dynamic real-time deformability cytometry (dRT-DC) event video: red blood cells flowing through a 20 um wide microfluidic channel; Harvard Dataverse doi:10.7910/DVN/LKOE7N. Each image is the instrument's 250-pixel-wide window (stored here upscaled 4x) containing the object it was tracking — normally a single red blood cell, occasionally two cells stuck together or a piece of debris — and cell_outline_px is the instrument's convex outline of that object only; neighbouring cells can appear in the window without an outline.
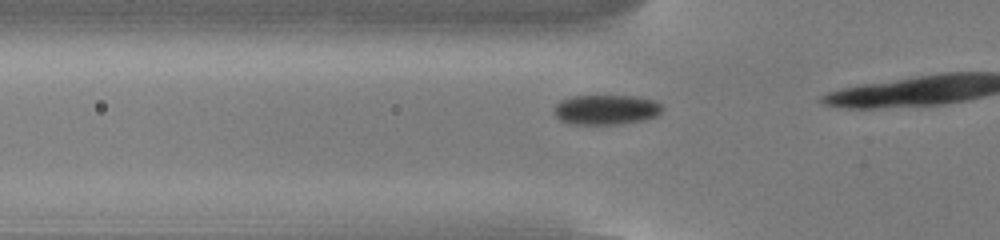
{"species": "common noctule bat (a hibernating species)", "species_latin": "Nyctalus noctula", "temperature_condition": "cold", "stored_images_in_passage": 12, "camera_frame_rate_fps": 3000, "um_per_image_px": 0.085, "animal": {"sex": "male", "body_mass_g": 13.0, "forearm_length_mm": 53.1}, "frame": {"image": 1, "passage_image": 7, "time_ms": 2.0, "image_size_px": [1000, 240], "cell_outline_px": [[664, 108], [656, 116], [644, 120], [620, 124], [568, 124], [560, 120], [552, 112], [556, 104], [560, 100], [572, 96], [636, 96], [656, 100]], "centroid_in_image_um": [51.5, 9.32], "position_along_channel_um": 74.3, "area_um2": 19.07}}